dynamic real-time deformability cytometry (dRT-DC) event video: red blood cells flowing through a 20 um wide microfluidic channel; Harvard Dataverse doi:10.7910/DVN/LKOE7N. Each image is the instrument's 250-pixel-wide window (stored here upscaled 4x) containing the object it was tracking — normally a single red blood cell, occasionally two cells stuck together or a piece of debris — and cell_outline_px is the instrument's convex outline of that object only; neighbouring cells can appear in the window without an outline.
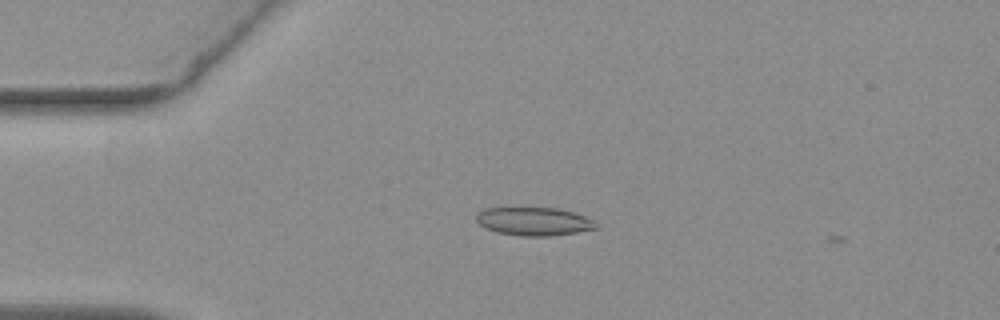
{"species": "common noctule bat (a hibernating species)", "species_latin": "Nyctalus noctula", "temperature_condition": "warm", "stored_images_in_passage": 4, "camera_frame_rate_fps": 3000, "um_per_image_px": 0.085, "animal": {"sex": "female", "body_mass_g": 19.3, "forearm_length_mm": 54.1}, "frame": {"image": 1, "passage_image": 2, "time_ms": 0.333, "image_size_px": [1000, 320], "cell_outline_px": [[600, 224], [596, 228], [576, 232], [552, 236], [520, 236], [496, 232], [480, 224], [476, 220], [476, 212], [484, 208], [556, 208], [572, 212], [596, 220]], "centroid_in_image_um": [45.4, 18.82], "position_along_channel_um": 39.6, "area_um2": 19.77}}